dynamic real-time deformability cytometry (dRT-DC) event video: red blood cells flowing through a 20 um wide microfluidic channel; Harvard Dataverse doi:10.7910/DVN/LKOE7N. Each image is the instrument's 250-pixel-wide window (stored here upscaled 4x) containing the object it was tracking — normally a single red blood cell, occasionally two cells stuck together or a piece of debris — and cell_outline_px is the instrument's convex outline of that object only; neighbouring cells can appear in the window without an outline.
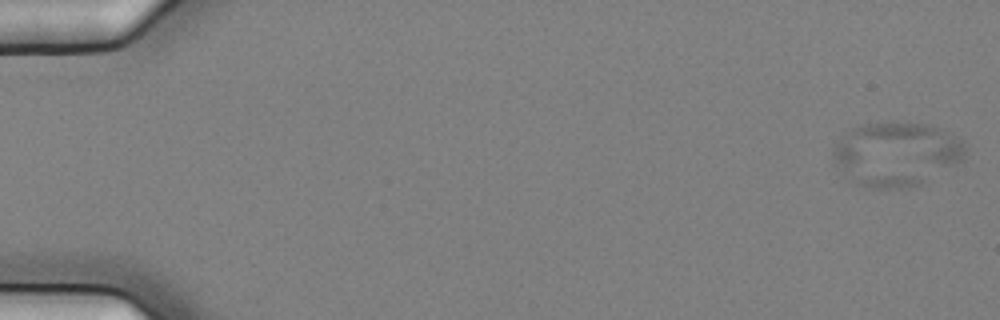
{"species": "common noctule bat (a hibernating species)", "species_latin": "Nyctalus noctula", "temperature_condition": "cold", "stored_images_in_passage": 56, "camera_frame_rate_fps": 3000, "um_per_image_px": 0.085, "animal": {"sex": "female", "body_mass_g": 25.1}, "frame": {"image": 1, "passage_image": 1, "time_ms": 0.0, "image_size_px": [1000, 320], "cell_outline_px": [[964, 160], [920, 184], [908, 188], [876, 188], [856, 184], [832, 164], [832, 148], [844, 132], [860, 124], [928, 124], [940, 128], [964, 140]], "centroid_in_image_um": [76.15, 13.11], "position_along_channel_um": 8.8, "area_um2": 49.3}}
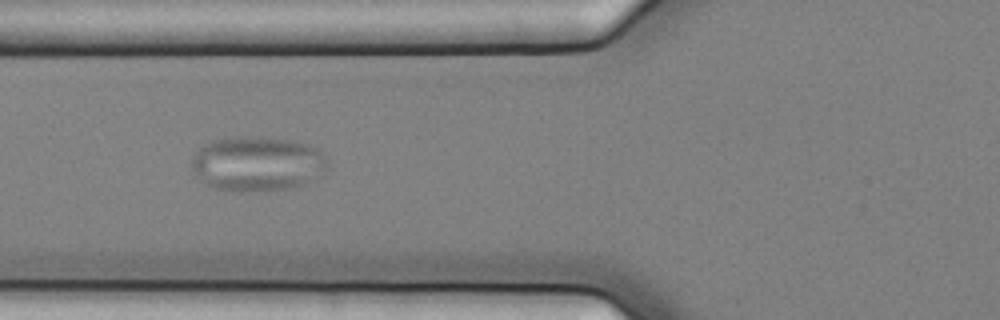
{"frame": {"image": 2, "passage_image": 22, "time_ms": 7.0, "image_size_px": [1000, 320], "cell_outline_px": [[328, 160], [320, 176], [316, 180], [304, 184], [288, 188], [240, 192], [224, 192], [212, 188], [204, 184], [196, 176], [192, 168], [192, 156], [204, 144], [212, 140], [236, 136], [240, 136], [288, 140], [308, 144], [324, 152]], "centroid_in_image_um": [21.84, 13.94], "position_along_channel_um": 104.0, "area_um2": 43.75}}
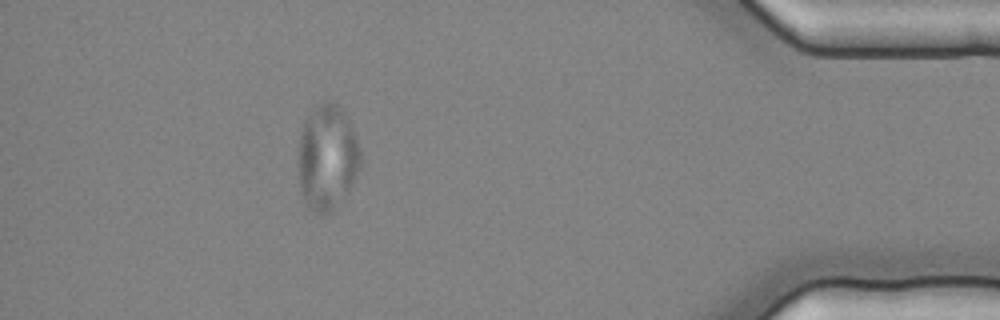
{"frame": {"image": 3, "passage_image": 51, "time_ms": 16.667, "image_size_px": [1000, 320], "cell_outline_px": [[360, 168], [348, 192], [328, 212], [320, 216], [308, 208], [304, 204], [300, 192], [300, 132], [304, 120], [308, 112], [320, 100], [328, 100], [336, 104], [344, 112], [352, 128], [360, 148]], "centroid_in_image_um": [27.8, 13.35], "position_along_channel_um": 407.4, "area_um2": 38.21}}